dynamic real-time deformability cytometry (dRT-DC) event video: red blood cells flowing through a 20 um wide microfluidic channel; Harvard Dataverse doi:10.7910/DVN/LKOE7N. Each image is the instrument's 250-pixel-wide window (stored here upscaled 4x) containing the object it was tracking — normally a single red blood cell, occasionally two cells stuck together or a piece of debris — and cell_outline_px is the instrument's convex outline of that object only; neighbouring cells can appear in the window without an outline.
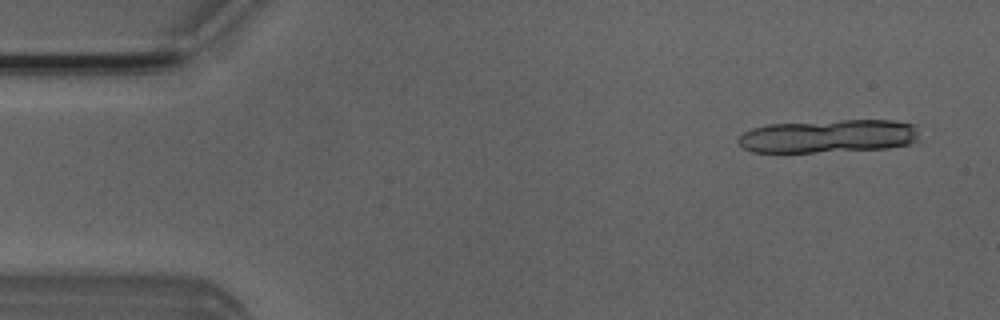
{"species": "Egyptian fruit bat (a non-hibernating species)", "species_latin": "Rousettus aegyptiacus", "temperature_condition": "room temperature", "stored_images_in_passage": 6, "camera_frame_rate_fps": 3000, "um_per_image_px": 0.085, "animal": {"sex": "male"}, "frame": {"image": 1, "passage_image": 1, "time_ms": 0.0, "image_size_px": [1000, 320], "cell_outline_px": [[920, 124], [916, 140], [908, 144], [888, 148], [816, 152], [752, 152], [744, 148], [736, 140], [744, 132], [752, 128], [768, 124], [840, 120], [892, 120]], "centroid_in_image_um": [70.45, 11.56], "position_along_channel_um": 14.5, "area_um2": 35.26}}